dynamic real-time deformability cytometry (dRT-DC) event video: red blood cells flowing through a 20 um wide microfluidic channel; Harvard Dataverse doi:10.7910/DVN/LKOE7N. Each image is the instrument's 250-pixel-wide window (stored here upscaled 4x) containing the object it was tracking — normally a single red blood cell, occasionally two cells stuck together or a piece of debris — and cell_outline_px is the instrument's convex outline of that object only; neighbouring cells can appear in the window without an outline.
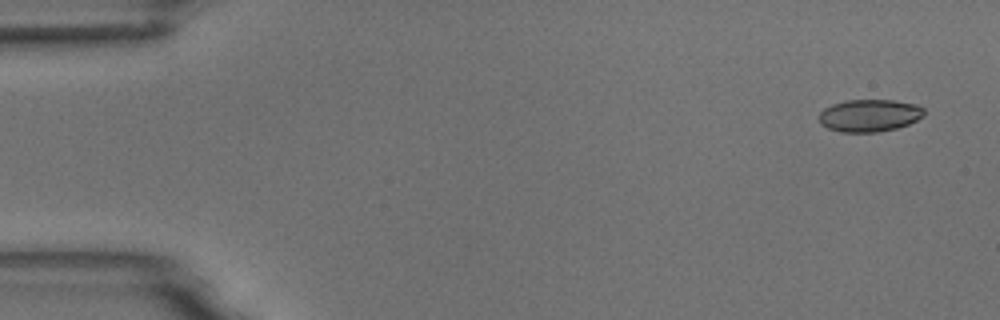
{"species": "common noctule bat (a hibernating species)", "species_latin": "Nyctalus noctula", "temperature_condition": "room temperature", "stored_images_in_passage": 6, "camera_frame_rate_fps": 3000, "um_per_image_px": 0.085, "animal": {"sex": "male", "body_mass_g": 18.8}, "frame": {"image": 1, "passage_image": 1, "time_ms": 0.0, "image_size_px": [1000, 320], "cell_outline_px": [[924, 116], [908, 124], [896, 128], [876, 132], [840, 132], [828, 128], [820, 124], [820, 112], [824, 108], [832, 104], [844, 100], [892, 100], [916, 104], [924, 108]], "centroid_in_image_um": [73.89, 9.81], "position_along_channel_um": 11.1, "area_um2": 19.83}}
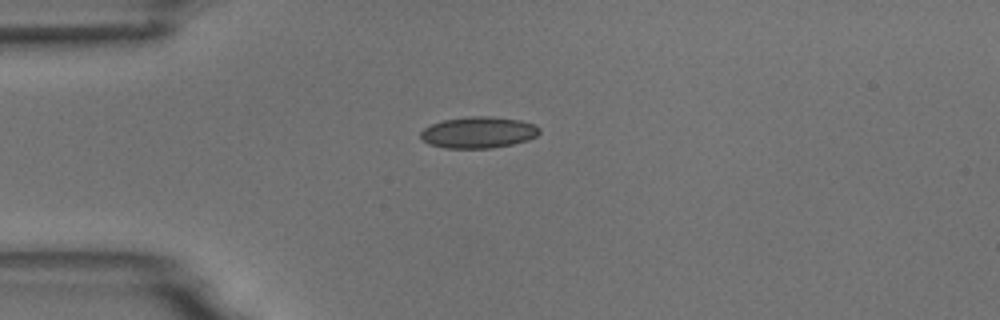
{"frame": {"image": 2, "passage_image": 4, "time_ms": 3.667, "image_size_px": [1000, 320], "cell_outline_px": [[540, 132], [536, 136], [528, 140], [512, 144], [492, 148], [444, 148], [428, 144], [420, 136], [420, 132], [424, 128], [432, 124], [444, 120], [468, 116], [488, 116], [520, 120], [536, 124], [540, 128]], "centroid_in_image_um": [40.68, 11.25], "position_along_channel_um": 44.3, "area_um2": 21.79}}